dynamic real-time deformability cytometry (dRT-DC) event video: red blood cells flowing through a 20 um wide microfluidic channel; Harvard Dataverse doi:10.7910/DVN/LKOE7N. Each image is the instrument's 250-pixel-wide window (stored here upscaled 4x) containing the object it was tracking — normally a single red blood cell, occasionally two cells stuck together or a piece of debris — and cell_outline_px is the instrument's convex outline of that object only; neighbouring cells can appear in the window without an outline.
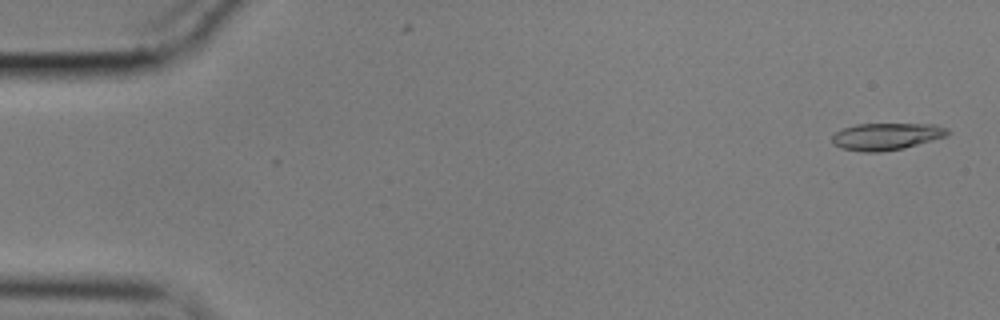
{"species": "common noctule bat (a hibernating species)", "species_latin": "Nyctalus noctula", "temperature_condition": "cold", "stored_images_in_passage": 56, "camera_frame_rate_fps": 3000, "um_per_image_px": 0.085, "animal": {"sex": "male", "body_mass_g": 17.9}, "frame": {"image": 1, "passage_image": 2, "time_ms": 0.333, "image_size_px": [1000, 320], "cell_outline_px": [[948, 136], [904, 148], [880, 152], [864, 152], [840, 148], [832, 144], [832, 136], [836, 132], [844, 128], [856, 124], [936, 124], [948, 128]], "centroid_in_image_um": [75.35, 11.6], "position_along_channel_um": 9.7, "area_um2": 18.26}}
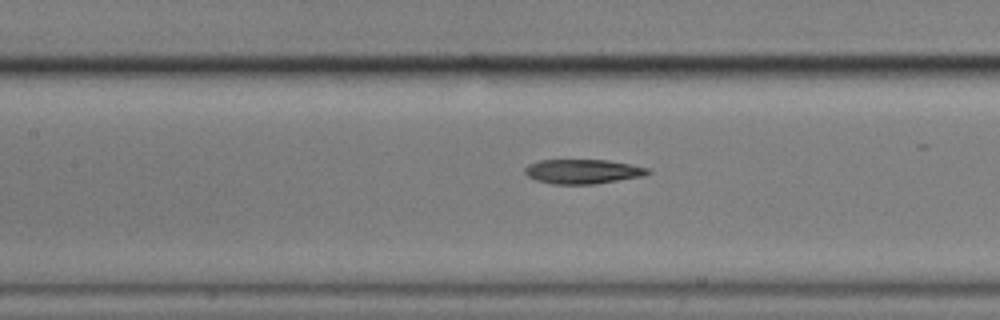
{"frame": {"image": 2, "passage_image": 25, "time_ms": 8.0, "image_size_px": [1000, 320], "cell_outline_px": [[652, 172], [640, 176], [592, 184], [552, 184], [536, 180], [528, 176], [524, 172], [524, 168], [528, 164], [540, 160], [608, 160], [648, 168]], "centroid_in_image_um": [49.47, 14.57], "position_along_channel_um": 157.9, "area_um2": 17.28}}
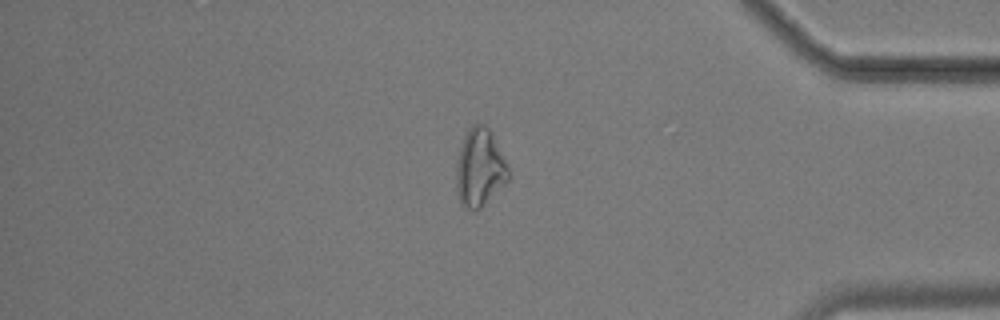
{"frame": {"image": 3, "passage_image": 47, "time_ms": 15.333, "image_size_px": [1000, 320], "cell_outline_px": [[508, 180], [476, 212], [468, 208], [460, 200], [456, 188], [456, 160], [464, 136], [468, 128], [476, 120], [484, 124], [488, 128], [508, 164]], "centroid_in_image_um": [40.76, 14.21], "position_along_channel_um": 394.4, "area_um2": 23.52}}